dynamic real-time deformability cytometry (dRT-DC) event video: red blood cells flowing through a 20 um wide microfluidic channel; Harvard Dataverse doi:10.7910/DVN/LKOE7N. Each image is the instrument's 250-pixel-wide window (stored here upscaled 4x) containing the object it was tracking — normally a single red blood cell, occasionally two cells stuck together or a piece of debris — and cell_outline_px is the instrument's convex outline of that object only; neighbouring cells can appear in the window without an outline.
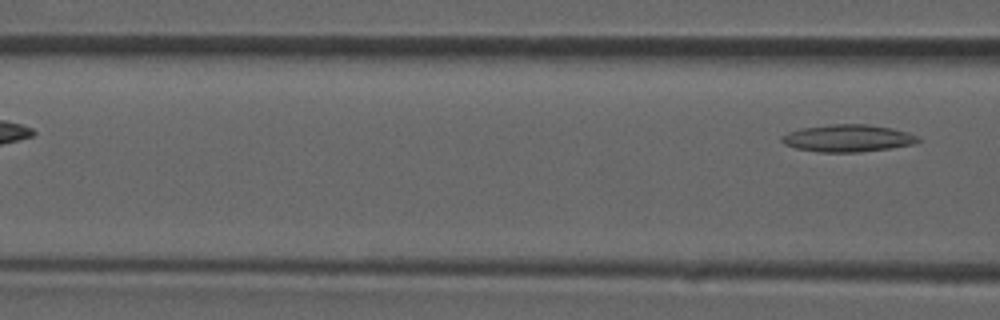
{"species": "common noctule bat (a hibernating species)", "species_latin": "Nyctalus noctula", "temperature_condition": "room temperature", "stored_images_in_passage": 5, "camera_frame_rate_fps": 3000, "um_per_image_px": 0.085, "animal": {"sex": "male", "forearm_length_mm": 52.5}, "frame": {"image": 1, "passage_image": 5, "time_ms": 4.333, "image_size_px": [1000, 320], "cell_outline_px": [[920, 140], [912, 144], [888, 148], [860, 152], [820, 152], [796, 148], [784, 144], [780, 140], [780, 136], [788, 132], [800, 128], [828, 124], [868, 124], [892, 128], [908, 132], [916, 136]], "centroid_in_image_um": [72.0, 11.74], "position_along_channel_um": 94.6, "area_um2": 21.62}}